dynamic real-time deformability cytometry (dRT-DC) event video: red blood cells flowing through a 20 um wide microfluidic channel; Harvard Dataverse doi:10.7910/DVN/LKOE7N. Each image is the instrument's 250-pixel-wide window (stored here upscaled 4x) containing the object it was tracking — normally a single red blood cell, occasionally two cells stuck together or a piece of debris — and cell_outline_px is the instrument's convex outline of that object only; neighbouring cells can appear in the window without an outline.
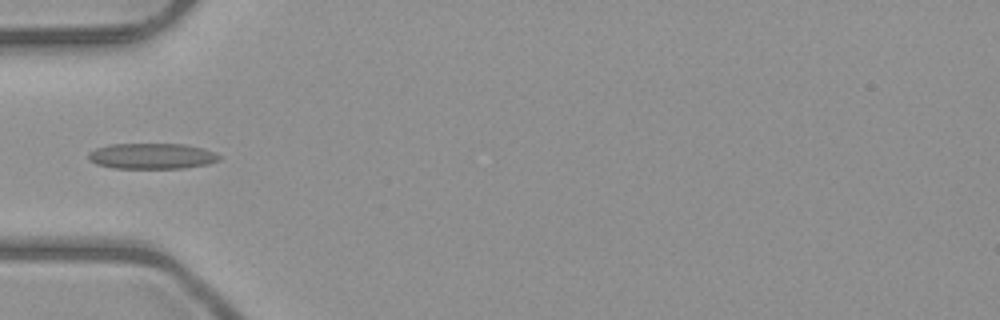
{"species": "common noctule bat (a hibernating species)", "species_latin": "Nyctalus noctula", "temperature_condition": "room temperature", "stored_images_in_passage": 4, "camera_frame_rate_fps": 3000, "um_per_image_px": 0.085, "animal": {"sex": "male", "body_mass_g": 23.1, "forearm_length_mm": 52.7}, "frame": {"image": 1, "passage_image": 4, "time_ms": 4.0, "image_size_px": [1000, 320], "cell_outline_px": [[220, 160], [208, 164], [184, 168], [112, 168], [96, 164], [88, 160], [88, 152], [96, 148], [108, 144], [184, 144], [204, 148], [216, 152], [220, 156]], "centroid_in_image_um": [12.9, 13.26], "position_along_channel_um": 72.1, "area_um2": 19.83}}